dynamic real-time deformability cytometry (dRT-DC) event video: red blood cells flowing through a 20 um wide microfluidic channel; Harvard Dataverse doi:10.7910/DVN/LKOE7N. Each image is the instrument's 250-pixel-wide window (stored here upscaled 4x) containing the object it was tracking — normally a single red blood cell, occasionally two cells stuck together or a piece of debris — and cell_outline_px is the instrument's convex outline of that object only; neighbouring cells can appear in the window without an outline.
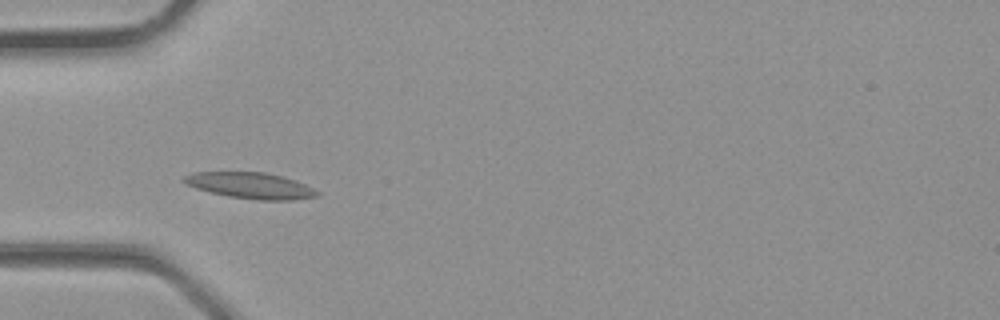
{"species": "common noctule bat (a hibernating species)", "species_latin": "Nyctalus noctula", "temperature_condition": "room temperature", "stored_images_in_passage": 30, "camera_frame_rate_fps": 3000, "um_per_image_px": 0.085, "animal": {"sex": "male", "body_mass_g": 23.1, "forearm_length_mm": 52.7}, "frame": {"image": 1, "passage_image": 7, "time_ms": 2.0, "image_size_px": [1000, 320], "cell_outline_px": [[320, 192], [316, 196], [292, 200], [256, 200], [228, 196], [196, 188], [184, 184], [180, 180], [184, 176], [192, 172], [264, 172], [280, 176], [304, 184]], "centroid_in_image_um": [21.22, 15.77], "position_along_channel_um": 63.8, "area_um2": 20.06}}
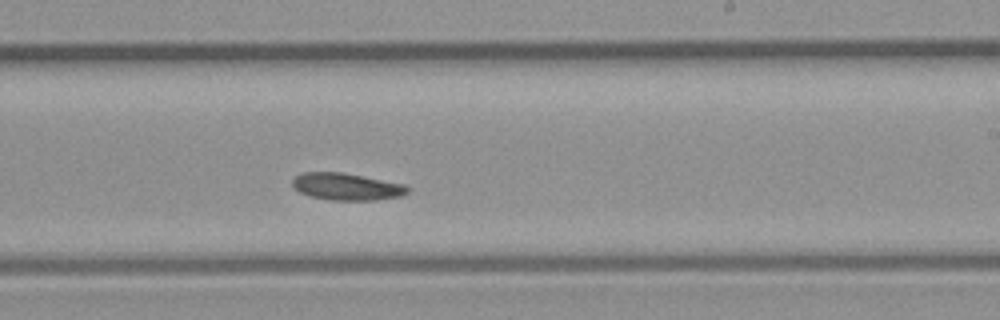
{"frame": {"image": 2, "passage_image": 17, "time_ms": 5.333, "image_size_px": [1000, 320], "cell_outline_px": [[412, 188], [408, 192], [400, 196], [376, 200], [332, 200], [308, 196], [300, 192], [292, 184], [292, 180], [296, 176], [304, 172], [344, 172], [404, 184]], "centroid_in_image_um": [29.49, 15.86], "position_along_channel_um": 259.5, "area_um2": 18.21}}
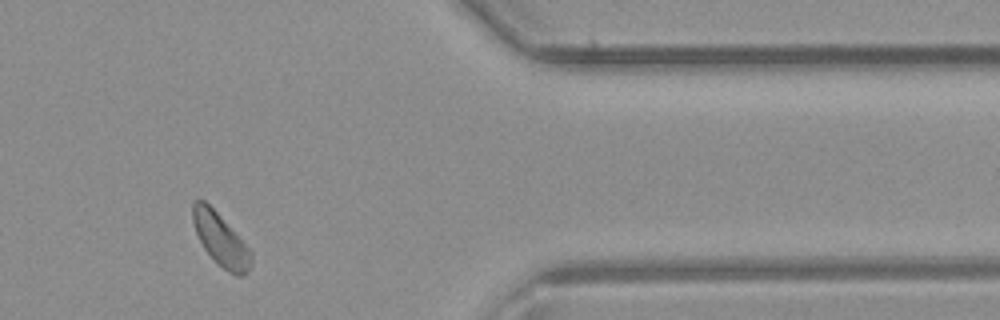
{"frame": {"image": 3, "passage_image": 25, "time_ms": 8.0, "image_size_px": [1000, 320], "cell_outline_px": [[252, 264], [248, 272], [244, 276], [236, 276], [228, 272], [204, 248], [196, 232], [192, 220], [192, 204], [196, 200], [204, 200], [220, 216], [252, 252]], "centroid_in_image_um": [18.77, 20.39], "position_along_channel_um": 392.6, "area_um2": 17.4}}